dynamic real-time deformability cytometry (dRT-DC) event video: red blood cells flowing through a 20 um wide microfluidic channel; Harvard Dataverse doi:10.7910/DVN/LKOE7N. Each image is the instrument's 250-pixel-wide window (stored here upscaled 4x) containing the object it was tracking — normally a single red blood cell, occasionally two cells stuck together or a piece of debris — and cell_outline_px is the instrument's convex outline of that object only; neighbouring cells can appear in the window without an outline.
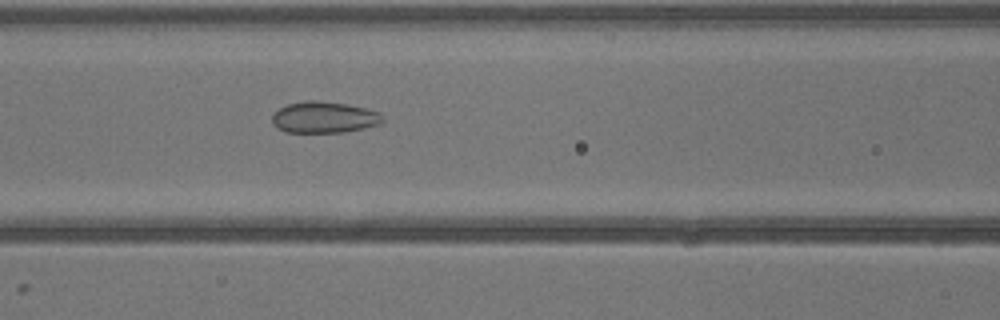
{"species": "common noctule bat (a hibernating species)", "species_latin": "Nyctalus noctula", "temperature_condition": "warm", "stored_images_in_passage": 11, "camera_frame_rate_fps": 3000, "um_per_image_px": 0.085, "animal": {"sex": "male", "body_mass_g": 13.3}, "frame": {"image": 1, "passage_image": 10, "time_ms": 3.0, "image_size_px": [1000, 320], "cell_outline_px": [[384, 120], [380, 124], [364, 128], [344, 132], [288, 132], [276, 128], [272, 120], [272, 116], [280, 108], [288, 104], [308, 100], [312, 100], [348, 104], [368, 108], [380, 112], [384, 116]], "centroid_in_image_um": [27.6, 9.97], "position_along_channel_um": 139.0, "area_um2": 20.23}}